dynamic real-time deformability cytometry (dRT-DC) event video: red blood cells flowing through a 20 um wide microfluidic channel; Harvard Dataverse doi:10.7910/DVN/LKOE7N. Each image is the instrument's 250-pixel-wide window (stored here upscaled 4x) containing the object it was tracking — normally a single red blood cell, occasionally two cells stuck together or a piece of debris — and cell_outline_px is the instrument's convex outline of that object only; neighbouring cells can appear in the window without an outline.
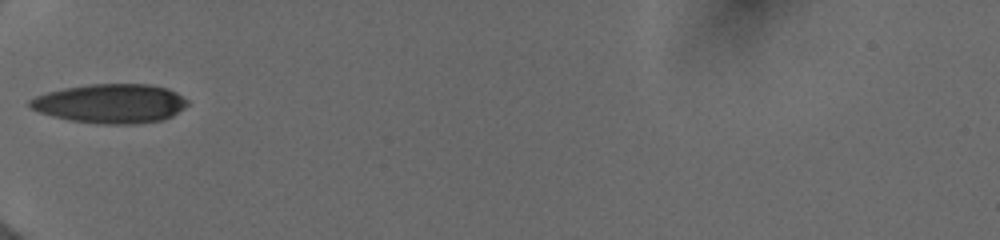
{"species": "human", "species_latin": "Homo sapiens", "temperature_condition": "cold", "stored_images_in_passage": 33, "camera_frame_rate_fps": 3000, "um_per_image_px": 0.085, "donor": {"sex": "female"}, "frame": {"image": 1, "passage_image": 1, "time_ms": 0.0, "image_size_px": [1000, 240], "cell_outline_px": [[188, 104], [184, 108], [172, 116], [160, 120], [136, 124], [96, 124], [68, 120], [52, 116], [40, 112], [32, 108], [28, 104], [28, 100], [36, 96], [48, 92], [64, 88], [88, 84], [152, 84], [168, 88], [176, 92], [188, 100]], "centroid_in_image_um": [9.4, 8.8], "position_along_channel_um": 75.6, "area_um2": 36.18}}
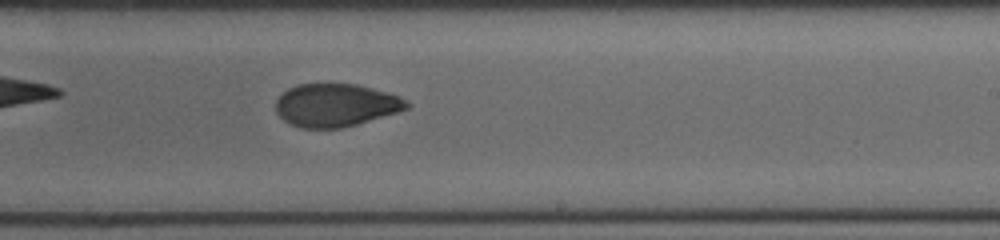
{"frame": {"image": 2, "passage_image": 15, "time_ms": 4.667, "image_size_px": [1000, 240], "cell_outline_px": [[412, 104], [408, 108], [396, 112], [356, 124], [340, 128], [300, 128], [284, 120], [276, 112], [276, 100], [288, 88], [296, 84], [356, 84], [400, 96]], "centroid_in_image_um": [28.53, 8.93], "position_along_channel_um": 260.5, "area_um2": 32.48}}
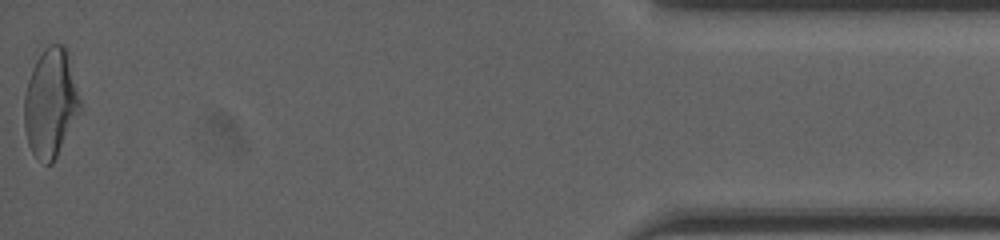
{"frame": {"image": 3, "passage_image": 33, "time_ms": 10.667, "image_size_px": [1000, 240], "cell_outline_px": [[80, 112], [52, 164], [44, 164], [32, 152], [28, 144], [24, 128], [24, 96], [28, 80], [32, 68], [36, 60], [44, 48], [52, 44], [64, 44], [68, 48], [80, 100]], "centroid_in_image_um": [4.3, 8.72], "position_along_channel_um": 430.9, "area_um2": 35.43}, "authors_computed_cell_mechanics": {"area_um2": 34.102, "velocity_mm_per_s": 4.0068, "shape_relaxation_time_tau1_ms": 6.1546, "shape_relaxation_time_tau2_ms": 2.1688, "deformation_change_tau1": 0.1598, "deformation_change_tau2": 0.0694}}